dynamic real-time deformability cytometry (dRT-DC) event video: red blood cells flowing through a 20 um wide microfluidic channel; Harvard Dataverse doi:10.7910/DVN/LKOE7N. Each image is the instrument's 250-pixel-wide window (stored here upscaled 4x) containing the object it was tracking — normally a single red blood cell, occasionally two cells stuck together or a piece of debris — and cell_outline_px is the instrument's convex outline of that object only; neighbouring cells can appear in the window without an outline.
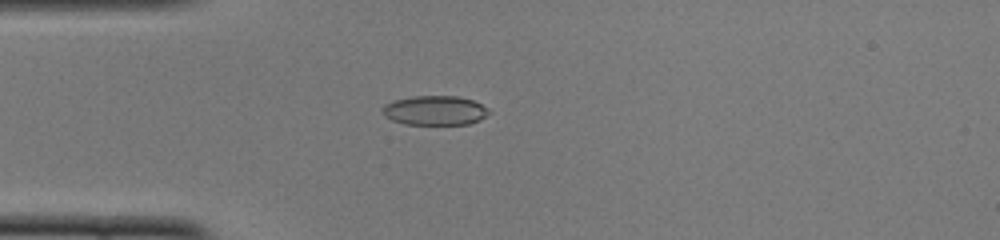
{"species": "common noctule bat (a hibernating species)", "species_latin": "Nyctalus noctula", "temperature_condition": "cold", "stored_images_in_passage": 51, "camera_frame_rate_fps": 3000, "um_per_image_px": 0.085, "animal": {"sex": "female", "body_mass_g": 22.0, "forearm_length_mm": 56.7}, "frame": {"image": 1, "passage_image": 14, "time_ms": 4.333, "image_size_px": [1000, 240], "cell_outline_px": [[492, 112], [480, 120], [468, 124], [404, 124], [392, 120], [384, 116], [384, 104], [396, 100], [412, 96], [456, 96], [472, 100], [488, 108]], "centroid_in_image_um": [37.0, 9.39], "position_along_channel_um": 48.0, "area_um2": 18.15}}
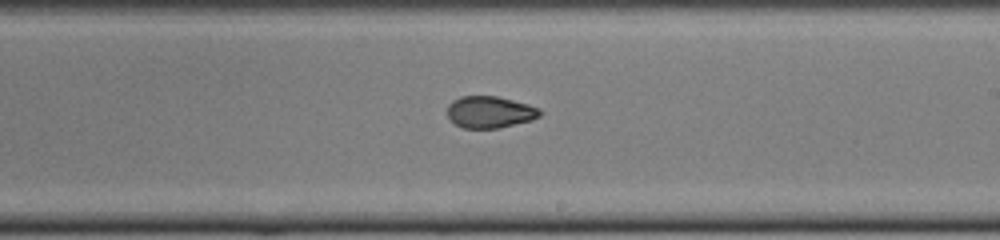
{"frame": {"image": 2, "passage_image": 30, "time_ms": 9.667, "image_size_px": [1000, 240], "cell_outline_px": [[544, 112], [540, 116], [532, 120], [496, 128], [464, 128], [456, 124], [448, 116], [448, 104], [452, 100], [460, 96], [496, 96], [528, 104], [540, 108]], "centroid_in_image_um": [41.66, 9.51], "position_along_channel_um": 247.3, "area_um2": 17.11}}
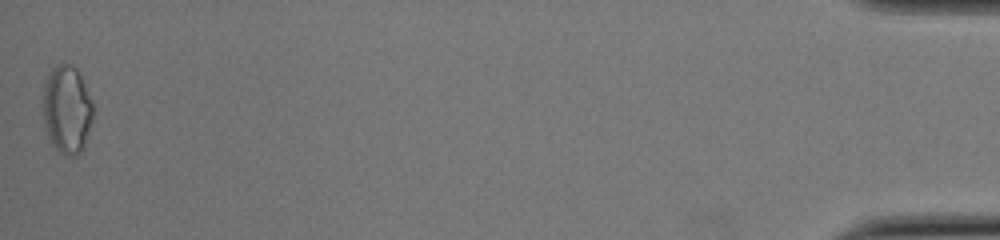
{"frame": {"image": 3, "passage_image": 51, "time_ms": 16.667, "image_size_px": [1000, 240], "cell_outline_px": [[92, 120], [88, 136], [84, 148], [76, 156], [64, 156], [52, 144], [44, 128], [44, 84], [52, 68], [56, 64], [68, 64], [76, 68], [80, 72], [92, 100]], "centroid_in_image_um": [5.71, 9.32], "position_along_channel_um": 429.5, "area_um2": 25.84}, "authors_computed_cell_mechanics": {"area_um2": 18.3226, "velocity_mm_per_s": 3.945, "shape_relaxation_time_tau1_ms": null, "shape_relaxation_time_tau2_ms": 2.2521, "deformation_change_tau1": null, "deformation_change_tau2": 0.0545}}